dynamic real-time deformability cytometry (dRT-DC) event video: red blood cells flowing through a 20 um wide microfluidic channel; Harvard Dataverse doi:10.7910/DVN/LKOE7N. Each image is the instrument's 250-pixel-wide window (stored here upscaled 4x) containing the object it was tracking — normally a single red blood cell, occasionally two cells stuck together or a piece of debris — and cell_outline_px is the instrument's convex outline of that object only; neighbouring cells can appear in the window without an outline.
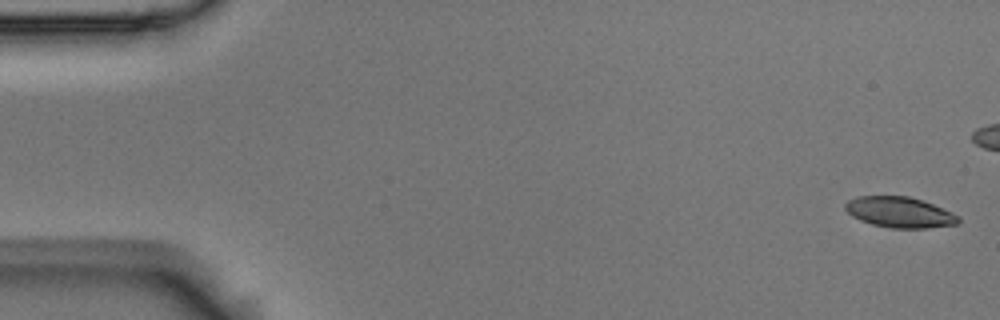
{"species": "Egyptian fruit bat (a non-hibernating species)", "species_latin": "Rousettus aegyptiacus", "temperature_condition": "room temperature", "stored_images_in_passage": 6, "camera_frame_rate_fps": 3000, "um_per_image_px": 0.085, "animal": {"sex": "male"}, "frame": {"image": 1, "passage_image": 1, "time_ms": 0.0, "image_size_px": [1000, 320], "cell_outline_px": [[960, 220], [956, 224], [928, 228], [892, 228], [872, 224], [860, 220], [852, 216], [844, 208], [844, 204], [848, 200], [856, 196], [908, 196], [924, 200], [952, 212], [960, 216]], "centroid_in_image_um": [76.47, 18.03], "position_along_channel_um": 8.5, "area_um2": 20.35}}